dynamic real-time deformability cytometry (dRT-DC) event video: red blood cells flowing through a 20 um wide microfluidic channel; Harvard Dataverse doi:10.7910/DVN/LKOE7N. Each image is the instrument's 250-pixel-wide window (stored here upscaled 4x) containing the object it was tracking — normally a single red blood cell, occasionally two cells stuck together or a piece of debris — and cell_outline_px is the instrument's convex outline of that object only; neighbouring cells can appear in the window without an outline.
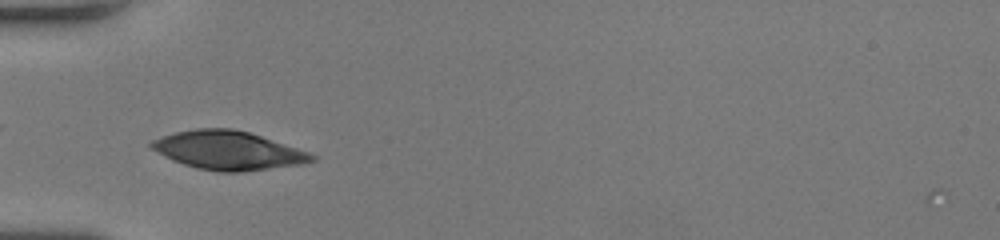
{"species": "human", "species_latin": "Homo sapiens", "temperature_condition": "room temperature", "stored_images_in_passage": 43, "camera_frame_rate_fps": 3000, "um_per_image_px": 0.085, "donor": {"sex": "female"}, "frame": {"image": 1, "passage_image": 9, "time_ms": 2.667, "image_size_px": [1000, 240], "cell_outline_px": [[316, 160], [304, 164], [244, 172], [216, 172], [196, 168], [172, 160], [148, 148], [148, 140], [160, 136], [176, 132], [196, 128], [232, 128], [248, 132], [308, 152], [316, 156]], "centroid_in_image_um": [19.32, 12.79], "position_along_channel_um": 65.7, "area_um2": 36.36}}
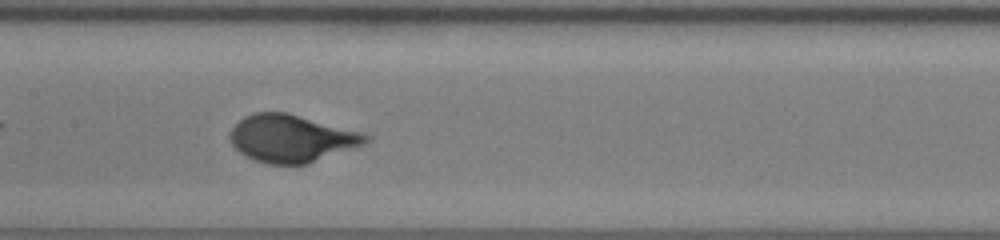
{"frame": {"image": 2, "passage_image": 18, "time_ms": 5.667, "image_size_px": [1000, 240], "cell_outline_px": [[368, 140], [364, 144], [308, 164], [264, 164], [244, 156], [228, 140], [228, 132], [244, 116], [252, 112], [284, 112], [360, 132], [368, 136]], "centroid_in_image_um": [24.69, 11.78], "position_along_channel_um": 182.7, "area_um2": 37.22}}
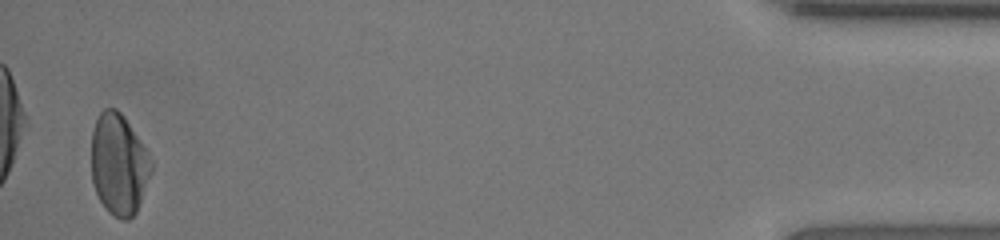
{"frame": {"image": 3, "passage_image": 42, "time_ms": 13.667, "image_size_px": [1000, 240], "cell_outline_px": [[152, 172], [136, 212], [128, 220], [120, 220], [112, 216], [104, 208], [92, 184], [92, 128], [100, 112], [104, 108], [116, 108], [124, 116], [148, 152], [152, 160]], "centroid_in_image_um": [10.1, 13.98], "position_along_channel_um": 425.1, "area_um2": 35.55}, "authors_computed_cell_mechanics": {"area_um2": 36.0672, "velocity_mm_per_s": 4.0198, "shape_relaxation_time_tau1_ms": 2.7946, "shape_relaxation_time_tau2_ms": null, "deformation_change_tau1": 0.1772, "deformation_change_tau2": null}}